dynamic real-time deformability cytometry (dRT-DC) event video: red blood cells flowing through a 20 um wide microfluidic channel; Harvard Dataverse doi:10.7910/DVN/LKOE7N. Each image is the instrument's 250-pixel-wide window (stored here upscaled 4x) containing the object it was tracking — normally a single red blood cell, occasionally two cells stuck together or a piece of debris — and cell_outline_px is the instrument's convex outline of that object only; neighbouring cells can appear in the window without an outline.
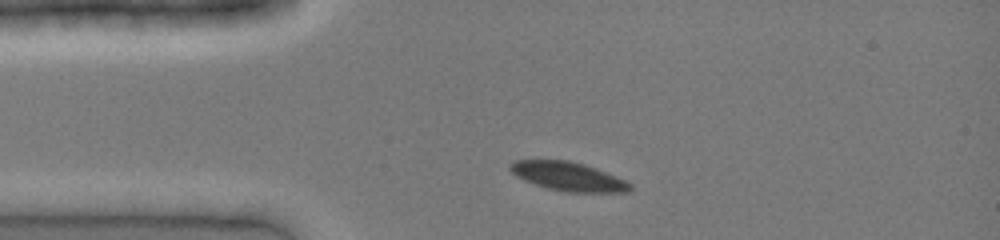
{"species": "common noctule bat (a hibernating species)", "species_latin": "Nyctalus noctula", "temperature_condition": "cold", "stored_images_in_passage": 29, "camera_frame_rate_fps": 3000, "um_per_image_px": 0.085, "animal": {"sex": "female", "body_mass_g": 19.0, "forearm_length_mm": 51.5}, "frame": {"image": 1, "passage_image": 1, "time_ms": 0.0, "image_size_px": [1000, 240], "cell_outline_px": [[632, 188], [628, 192], [568, 192], [548, 188], [524, 180], [516, 176], [508, 168], [508, 164], [512, 160], [568, 160], [584, 164], [596, 168], [616, 176], [632, 184]], "centroid_in_image_um": [48.28, 14.99], "position_along_channel_um": 36.7, "area_um2": 20.11}}
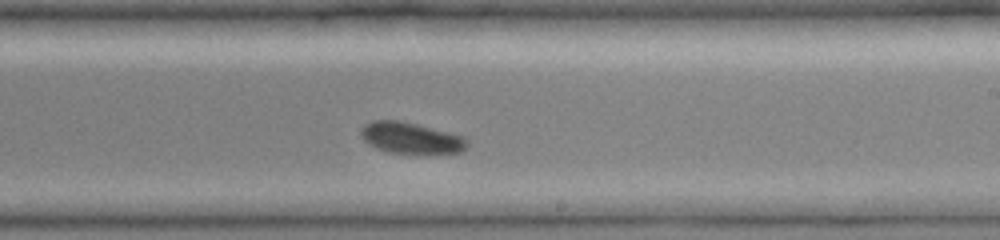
{"frame": {"image": 2, "passage_image": 17, "time_ms": 5.333, "image_size_px": [1000, 240], "cell_outline_px": [[468, 144], [460, 152], [392, 152], [376, 148], [364, 140], [360, 136], [360, 128], [364, 124], [372, 120], [400, 120], [464, 136], [468, 140]], "centroid_in_image_um": [34.87, 11.69], "position_along_channel_um": 254.1, "area_um2": 18.9}}
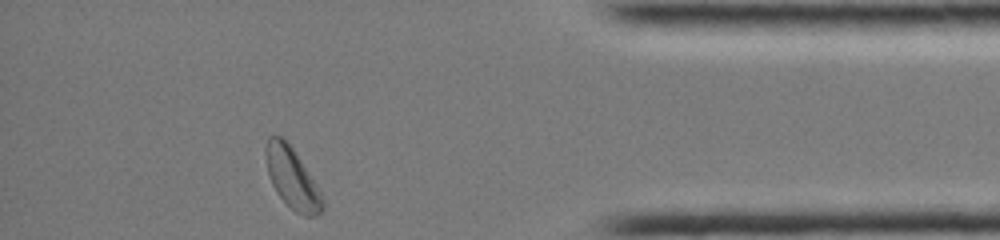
{"frame": {"image": 3, "passage_image": 29, "time_ms": 9.333, "image_size_px": [1000, 240], "cell_outline_px": [[324, 208], [316, 216], [304, 216], [296, 212], [276, 192], [272, 184], [268, 172], [264, 152], [264, 148], [268, 136], [280, 136], [292, 148], [300, 160], [320, 192], [324, 200]], "centroid_in_image_um": [24.81, 15.14], "position_along_channel_um": 410.4, "area_um2": 19.59}}